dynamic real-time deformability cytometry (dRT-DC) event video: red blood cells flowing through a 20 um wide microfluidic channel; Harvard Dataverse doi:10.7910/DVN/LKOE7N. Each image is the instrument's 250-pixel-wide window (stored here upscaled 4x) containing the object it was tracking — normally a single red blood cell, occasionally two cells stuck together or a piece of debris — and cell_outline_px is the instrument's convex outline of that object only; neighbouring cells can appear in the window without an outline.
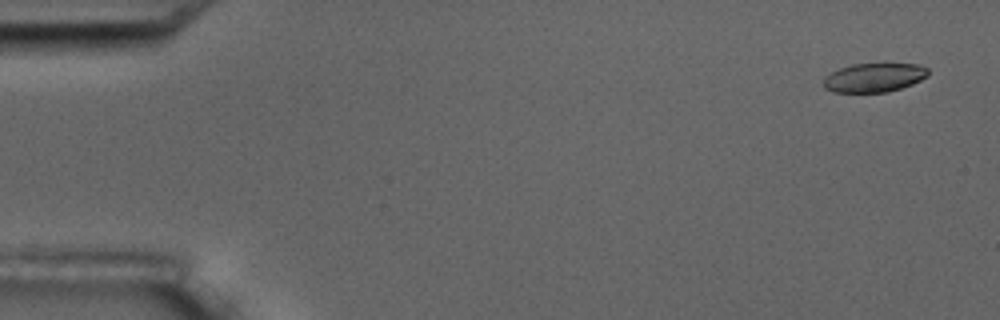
{"species": "common noctule bat (a hibernating species)", "species_latin": "Nyctalus noctula", "temperature_condition": "room temperature", "stored_images_in_passage": 4, "camera_frame_rate_fps": 3000, "um_per_image_px": 0.085, "animal": {"sex": "male", "body_mass_g": 17.5, "forearm_length_mm": 52.3}, "frame": {"image": 1, "passage_image": 1, "time_ms": 0.0, "image_size_px": [1000, 320], "cell_outline_px": [[928, 76], [912, 84], [888, 92], [832, 92], [824, 88], [824, 76], [840, 68], [852, 64], [920, 64], [928, 68]], "centroid_in_image_um": [74.3, 6.59], "position_along_channel_um": 10.7, "area_um2": 17.63}}